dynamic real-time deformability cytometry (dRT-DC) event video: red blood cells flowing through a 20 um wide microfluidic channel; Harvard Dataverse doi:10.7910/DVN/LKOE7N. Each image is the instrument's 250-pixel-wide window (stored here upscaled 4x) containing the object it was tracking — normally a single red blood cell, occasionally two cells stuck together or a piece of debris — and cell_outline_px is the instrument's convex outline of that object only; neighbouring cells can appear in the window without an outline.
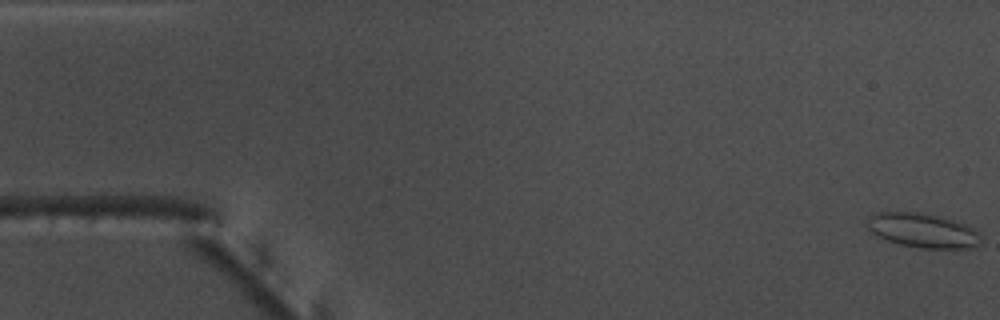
{"species": "common noctule bat (a hibernating species)", "species_latin": "Nyctalus noctula", "temperature_condition": "warm", "stored_images_in_passage": 56, "segment_of_instrument_passage": [1, 2], "camera_frame_rate_fps": 3000, "um_per_image_px": 0.085, "animal": {"sex": "male", "body_mass_g": 17.5, "forearm_length_mm": 52.3}, "frame": {"image": 1, "passage_image": 1, "time_ms": 0.0, "image_size_px": [1000, 320], "cell_outline_px": [[984, 240], [968, 248], [920, 248], [900, 244], [876, 236], [864, 224], [868, 216], [876, 212], [920, 212], [952, 220], [964, 224], [980, 232]], "centroid_in_image_um": [78.4, 19.58], "position_along_channel_um": 6.6, "area_um2": 22.83}}
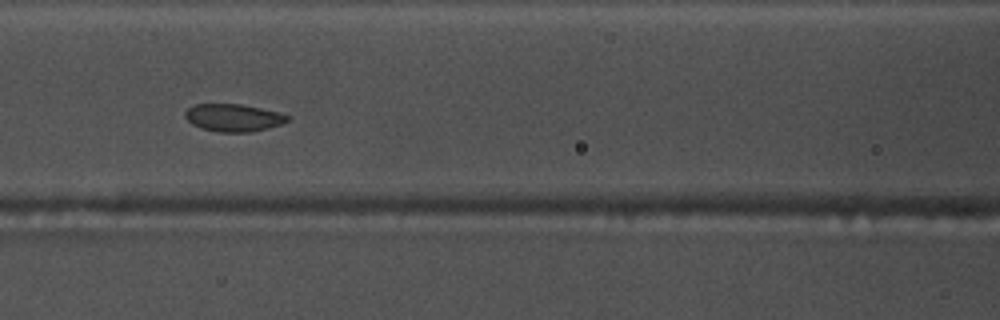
{"frame": {"image": 2, "passage_image": 24, "time_ms": 7.667, "image_size_px": [1000, 320], "cell_outline_px": [[292, 116], [288, 120], [280, 124], [268, 128], [252, 132], [220, 132], [200, 128], [192, 124], [184, 116], [184, 112], [188, 108], [196, 104], [240, 104], [280, 112]], "centroid_in_image_um": [19.85, 10.0], "position_along_channel_um": 146.8, "area_um2": 16.47}}
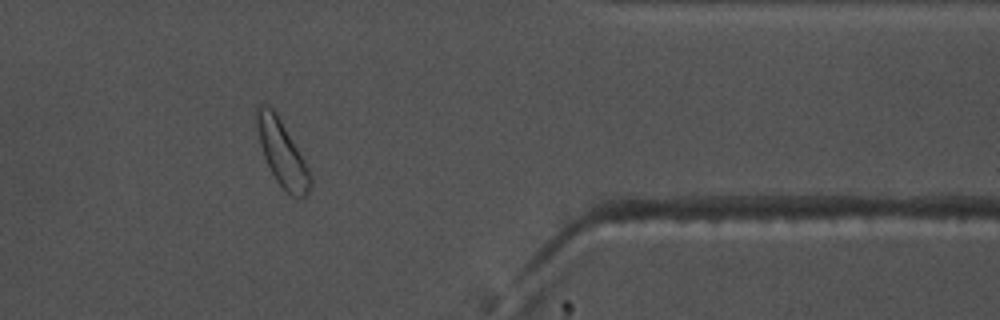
{"frame": {"image": 3, "passage_image": 45, "time_ms": 14.667, "image_size_px": [1000, 320], "cell_outline_px": [[312, 184], [308, 196], [292, 196], [276, 180], [264, 156], [260, 144], [256, 124], [256, 104], [268, 104], [276, 112], [304, 160], [312, 176]], "centroid_in_image_um": [23.98, 13.0], "position_along_channel_um": 387.4, "area_um2": 20.17}}